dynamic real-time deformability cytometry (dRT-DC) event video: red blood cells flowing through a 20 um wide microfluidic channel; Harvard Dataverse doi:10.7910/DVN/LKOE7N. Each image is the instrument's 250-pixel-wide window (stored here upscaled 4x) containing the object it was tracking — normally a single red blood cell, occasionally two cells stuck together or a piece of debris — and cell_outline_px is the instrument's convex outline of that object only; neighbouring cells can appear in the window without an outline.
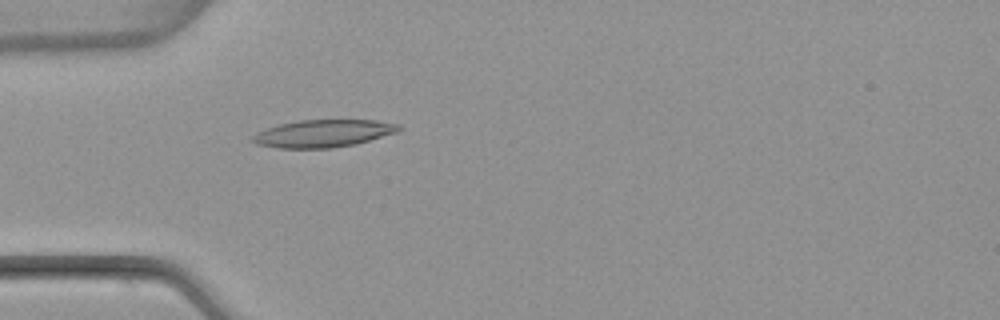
{"species": "common noctule bat (a hibernating species)", "species_latin": "Nyctalus noctula", "temperature_condition": "warm", "stored_images_in_passage": 4, "camera_frame_rate_fps": 3000, "um_per_image_px": 0.085, "animal": {"sex": "female", "body_mass_g": 22.7, "forearm_length_mm": 54.2}, "frame": {"image": 1, "passage_image": 4, "time_ms": 5.0, "image_size_px": [1000, 320], "cell_outline_px": [[400, 132], [356, 144], [332, 148], [276, 148], [256, 144], [252, 140], [252, 136], [256, 132], [280, 124], [300, 120], [376, 120], [400, 124]], "centroid_in_image_um": [27.51, 11.35], "position_along_channel_um": 57.5, "area_um2": 23.52}}